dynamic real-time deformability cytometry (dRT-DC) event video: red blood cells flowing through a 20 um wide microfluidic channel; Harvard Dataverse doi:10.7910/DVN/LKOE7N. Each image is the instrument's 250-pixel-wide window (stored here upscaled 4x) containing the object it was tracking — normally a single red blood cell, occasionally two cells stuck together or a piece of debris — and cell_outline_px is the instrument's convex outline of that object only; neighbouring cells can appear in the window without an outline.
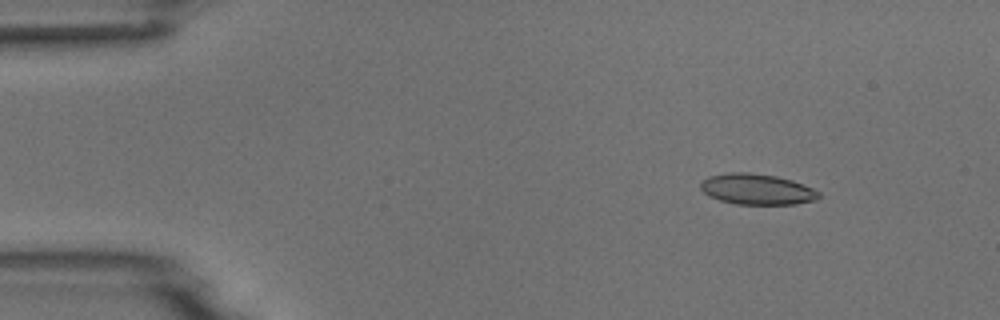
{"species": "common noctule bat (a hibernating species)", "species_latin": "Nyctalus noctula", "temperature_condition": "room temperature", "stored_images_in_passage": 7, "camera_frame_rate_fps": 3000, "um_per_image_px": 0.085, "animal": {"sex": "male", "body_mass_g": 18.8}, "frame": {"image": 1, "passage_image": 3, "time_ms": 2.0, "image_size_px": [1000, 320], "cell_outline_px": [[820, 196], [816, 200], [796, 204], [736, 204], [720, 200], [708, 196], [700, 188], [700, 184], [708, 176], [728, 172], [748, 172], [776, 176], [792, 180], [812, 188], [820, 192]], "centroid_in_image_um": [64.33, 16.08], "position_along_channel_um": 20.7, "area_um2": 21.21}}
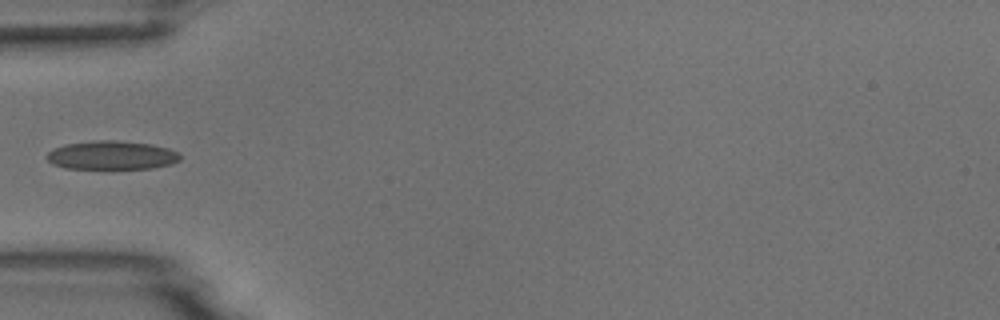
{"frame": {"image": 2, "passage_image": 6, "time_ms": 5.667, "image_size_px": [1000, 320], "cell_outline_px": [[180, 160], [172, 164], [152, 168], [64, 168], [52, 164], [44, 156], [52, 148], [64, 144], [92, 140], [116, 140], [152, 144], [168, 148], [176, 152], [180, 156]], "centroid_in_image_um": [9.45, 13.18], "position_along_channel_um": 75.6, "area_um2": 22.43}}